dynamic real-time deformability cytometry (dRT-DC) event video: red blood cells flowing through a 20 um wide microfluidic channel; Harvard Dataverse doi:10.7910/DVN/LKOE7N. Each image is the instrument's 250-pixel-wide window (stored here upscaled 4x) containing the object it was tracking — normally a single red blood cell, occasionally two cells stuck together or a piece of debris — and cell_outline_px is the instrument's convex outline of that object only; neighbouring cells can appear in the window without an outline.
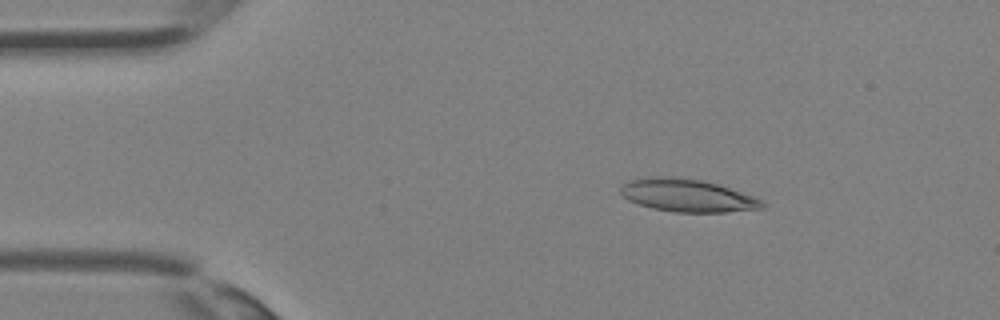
{"species": "Egyptian fruit bat (a non-hibernating species)", "species_latin": "Rousettus aegyptiacus", "temperature_condition": "room temperature", "stored_images_in_passage": 7, "camera_frame_rate_fps": 3000, "um_per_image_px": 0.085, "animal": {"sex": "female"}, "frame": {"image": 1, "passage_image": 4, "time_ms": 1.0, "image_size_px": [1000, 320], "cell_outline_px": [[764, 208], [724, 212], [672, 212], [652, 208], [628, 200], [620, 192], [620, 188], [628, 180], [656, 176], [672, 176], [704, 180], [756, 196], [764, 204]], "centroid_in_image_um": [58.43, 16.6], "position_along_channel_um": 26.6, "area_um2": 27.05}}